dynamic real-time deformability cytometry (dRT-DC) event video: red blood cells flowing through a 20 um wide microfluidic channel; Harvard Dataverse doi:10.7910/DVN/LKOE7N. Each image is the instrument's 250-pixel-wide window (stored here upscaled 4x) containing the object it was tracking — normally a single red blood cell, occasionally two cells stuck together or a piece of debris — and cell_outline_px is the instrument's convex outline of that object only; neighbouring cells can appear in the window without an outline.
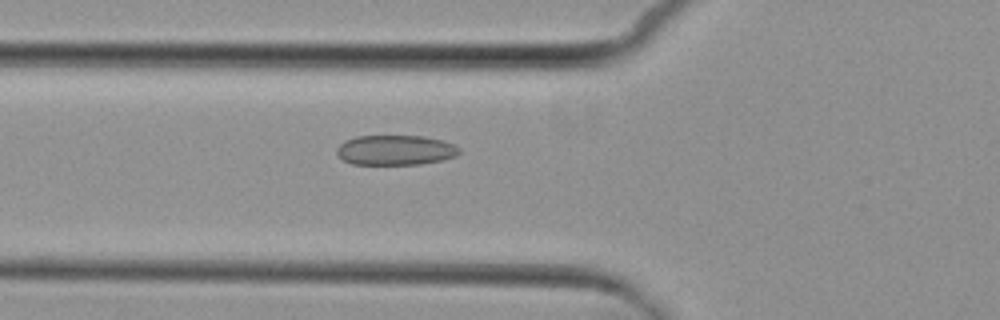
{"species": "common noctule bat (a hibernating species)", "species_latin": "Nyctalus noctula", "temperature_condition": "cold", "stored_images_in_passage": 5, "camera_frame_rate_fps": 3000, "um_per_image_px": 0.085, "animal": {"sex": "female", "body_mass_g": 29.2, "forearm_length_mm": 56.3}, "frame": {"image": 1, "passage_image": 5, "time_ms": 4.667, "image_size_px": [1000, 320], "cell_outline_px": [[460, 152], [456, 156], [440, 160], [420, 164], [352, 164], [344, 160], [336, 152], [336, 148], [344, 140], [356, 136], [424, 136], [444, 140], [460, 148]], "centroid_in_image_um": [33.61, 12.75], "position_along_channel_um": 92.2, "area_um2": 21.39}}